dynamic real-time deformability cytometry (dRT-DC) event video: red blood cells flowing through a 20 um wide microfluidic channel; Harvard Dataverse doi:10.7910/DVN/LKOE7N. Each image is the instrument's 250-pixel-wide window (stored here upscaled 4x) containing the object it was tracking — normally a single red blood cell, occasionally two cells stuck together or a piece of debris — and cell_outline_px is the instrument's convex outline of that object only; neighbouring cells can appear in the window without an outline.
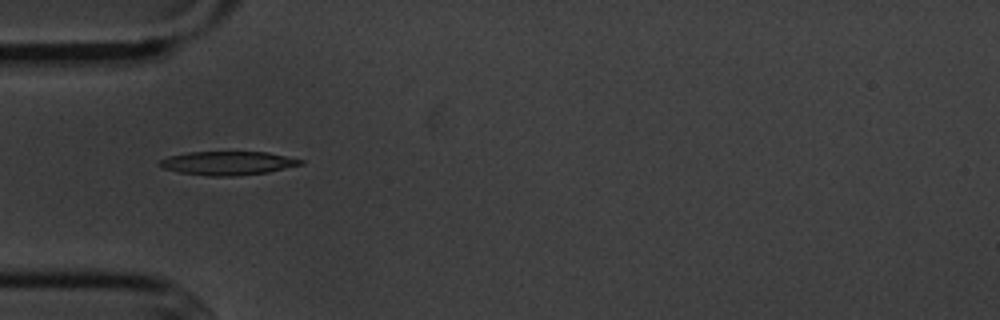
{"species": "common noctule bat (a hibernating species)", "species_latin": "Nyctalus noctula", "temperature_condition": "cold", "stored_images_in_passage": 6, "camera_frame_rate_fps": 3000, "um_per_image_px": 0.085, "animal": {"sex": "male", "body_mass_g": 20.1, "forearm_length_mm": 53.5}, "frame": {"image": 1, "passage_image": 4, "time_ms": 4.333, "image_size_px": [1000, 320], "cell_outline_px": [[304, 164], [268, 172], [232, 176], [208, 176], [180, 172], [164, 168], [156, 164], [160, 160], [168, 156], [188, 152], [268, 152], [304, 160]], "centroid_in_image_um": [19.36, 13.86], "position_along_channel_um": 65.6, "area_um2": 19.42}}
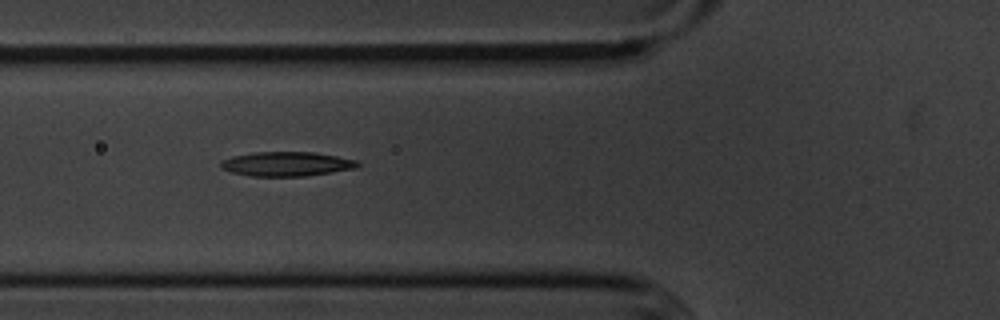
{"frame": {"image": 2, "passage_image": 5, "time_ms": 5.333, "image_size_px": [1000, 320], "cell_outline_px": [[360, 164], [356, 168], [304, 176], [248, 176], [232, 172], [220, 168], [220, 160], [232, 156], [252, 152], [316, 152], [356, 160]], "centroid_in_image_um": [24.3, 13.93], "position_along_channel_um": 101.5, "area_um2": 19.48}}
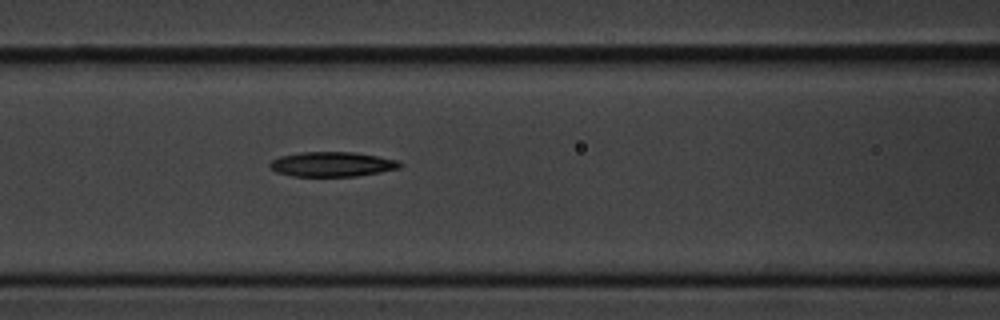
{"frame": {"image": 3, "passage_image": 6, "time_ms": 6.333, "image_size_px": [1000, 320], "cell_outline_px": [[404, 164], [400, 168], [380, 172], [356, 176], [292, 176], [276, 172], [268, 164], [272, 160], [280, 156], [300, 152], [352, 152], [376, 156], [396, 160]], "centroid_in_image_um": [28.22, 13.96], "position_along_channel_um": 138.4, "area_um2": 18.67}}